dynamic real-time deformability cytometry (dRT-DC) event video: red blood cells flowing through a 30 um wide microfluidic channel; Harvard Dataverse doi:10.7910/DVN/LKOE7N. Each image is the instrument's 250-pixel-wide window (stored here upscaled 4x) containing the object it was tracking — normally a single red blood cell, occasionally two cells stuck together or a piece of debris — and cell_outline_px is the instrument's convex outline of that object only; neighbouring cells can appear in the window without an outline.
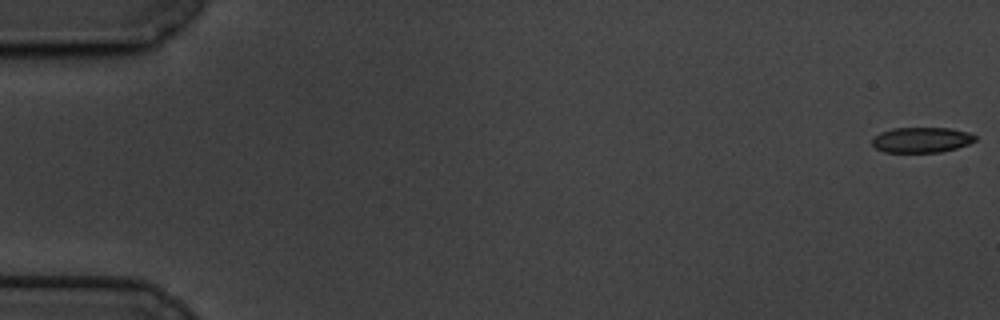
{"species": "common noctule bat (a hibernating species)", "species_latin": "Nyctalus noctula", "temperature_condition": "cold", "stored_images_in_passage": 60, "camera_frame_rate_fps": 3000, "um_per_image_px": 0.085, "animal": {"sex": "male", "body_mass_g": 19.5, "forearm_length_mm": 54.6}, "frame": {"image": 1, "passage_image": 1, "time_ms": 0.0, "image_size_px": [1000, 320], "cell_outline_px": [[976, 140], [968, 144], [956, 148], [940, 152], [884, 152], [876, 148], [872, 144], [872, 140], [880, 132], [892, 128], [948, 128], [968, 132], [976, 136]], "centroid_in_image_um": [78.32, 11.89], "position_along_channel_um": 6.7, "area_um2": 15.14}}
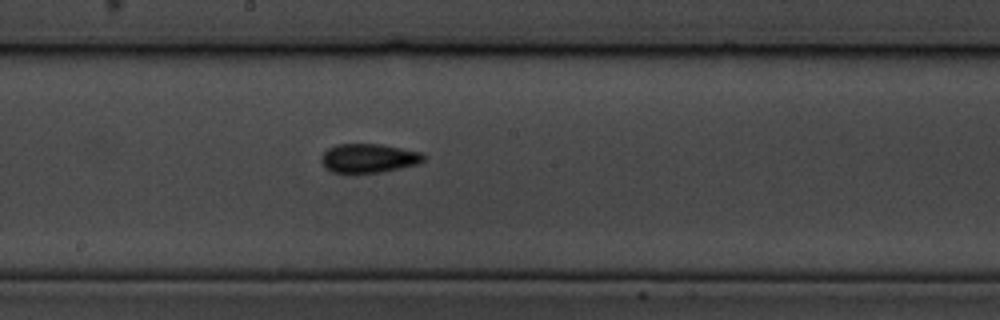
{"frame": {"image": 2, "passage_image": 33, "time_ms": 10.667, "image_size_px": [1000, 320], "cell_outline_px": [[424, 160], [420, 164], [380, 172], [332, 172], [320, 160], [320, 156], [328, 148], [336, 144], [380, 144], [420, 152], [424, 156]], "centroid_in_image_um": [31.34, 13.43], "position_along_channel_um": 216.9, "area_um2": 17.05}}
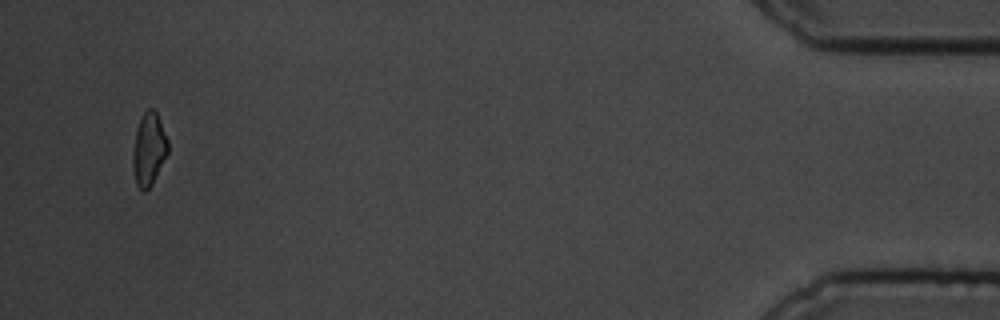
{"frame": {"image": 3, "passage_image": 58, "time_ms": 19.0, "image_size_px": [1000, 320], "cell_outline_px": [[168, 152], [152, 184], [144, 192], [136, 184], [132, 164], [132, 152], [136, 128], [144, 112], [148, 108], [152, 108], [156, 112], [160, 120], [168, 140]], "centroid_in_image_um": [12.64, 12.67], "position_along_channel_um": 422.6, "area_um2": 14.85}, "authors_computed_cell_mechanics": {"area_um2": 16.3863, "velocity_mm_per_s": 3.3816, "shape_relaxation_time_tau1_ms": 8.3478, "shape_relaxation_time_tau2_ms": 2.2996, "deformation_change_tau1": 0.1648, "deformation_change_tau2": 0.0818}}